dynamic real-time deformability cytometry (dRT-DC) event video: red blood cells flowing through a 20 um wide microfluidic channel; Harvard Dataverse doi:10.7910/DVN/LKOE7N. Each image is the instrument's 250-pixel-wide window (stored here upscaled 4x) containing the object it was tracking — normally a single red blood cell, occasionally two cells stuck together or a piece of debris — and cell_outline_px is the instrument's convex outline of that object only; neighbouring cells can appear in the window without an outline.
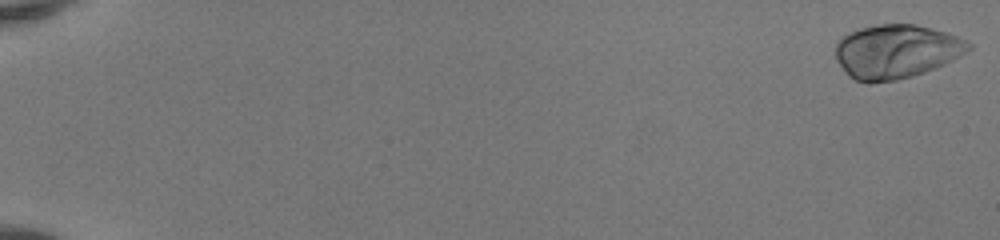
{"species": "human", "species_latin": "Homo sapiens", "temperature_condition": "room temperature", "stored_images_in_passage": 51, "camera_frame_rate_fps": 3000, "um_per_image_px": 0.085, "donor": {"sex": "female"}, "frame": {"image": 1, "passage_image": 1, "time_ms": 0.0, "image_size_px": [1000, 240], "cell_outline_px": [[972, 48], [952, 60], [944, 64], [924, 72], [912, 76], [896, 80], [868, 84], [856, 80], [848, 76], [836, 60], [836, 44], [848, 32], [860, 28], [880, 24], [916, 24], [944, 32], [968, 40], [972, 44]], "centroid_in_image_um": [76.17, 4.38], "position_along_channel_um": 8.8, "area_um2": 41.73}}
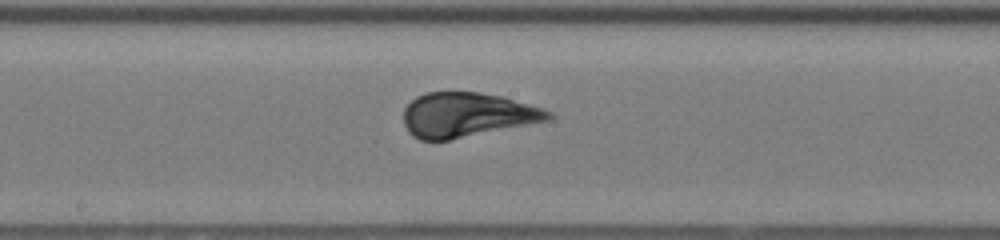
{"frame": {"image": 2, "passage_image": 30, "time_ms": 9.667, "image_size_px": [1000, 240], "cell_outline_px": [[552, 120], [448, 140], [420, 140], [412, 136], [408, 132], [404, 124], [404, 108], [416, 96], [428, 92], [480, 92], [500, 96], [544, 108], [552, 112]], "centroid_in_image_um": [39.7, 9.76], "position_along_channel_um": 208.5, "area_um2": 37.63}}
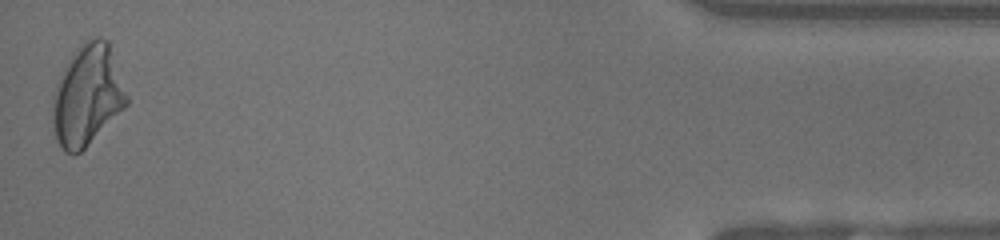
{"frame": {"image": 3, "passage_image": 51, "time_ms": 16.667, "image_size_px": [1000, 240], "cell_outline_px": [[128, 104], [80, 152], [64, 152], [56, 140], [52, 120], [52, 96], [60, 76], [68, 60], [80, 44], [96, 36], [100, 36], [108, 40], [128, 96]], "centroid_in_image_um": [7.41, 8.09], "position_along_channel_um": 427.8, "area_um2": 43.06}, "authors_computed_cell_mechanics": {"area_um2": 38.8416, "velocity_mm_per_s": 4.1614, "shape_relaxation_time_tau1_ms": 3.256, "shape_relaxation_time_tau2_ms": null, "deformation_change_tau1": 0.172, "deformation_change_tau2": null}}